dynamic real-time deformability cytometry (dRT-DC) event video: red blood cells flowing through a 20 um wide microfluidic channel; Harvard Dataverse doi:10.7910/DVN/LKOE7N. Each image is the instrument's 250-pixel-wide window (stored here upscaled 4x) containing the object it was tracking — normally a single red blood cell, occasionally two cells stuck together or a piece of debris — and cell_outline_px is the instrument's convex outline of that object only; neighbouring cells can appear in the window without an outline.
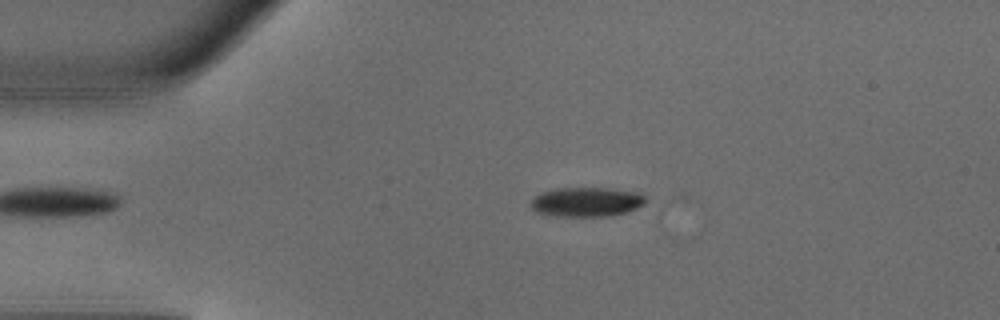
{"species": "common noctule bat (a hibernating species)", "species_latin": "Nyctalus noctula", "temperature_condition": "warm", "stored_images_in_passage": 5, "camera_frame_rate_fps": 3000, "um_per_image_px": 0.085, "animal": {"sex": "male", "body_mass_g": 18.8}, "frame": {"image": 1, "passage_image": 3, "time_ms": 0.667, "image_size_px": [1000, 320], "cell_outline_px": [[644, 204], [628, 212], [612, 216], [556, 216], [536, 212], [528, 204], [540, 192], [556, 188], [612, 188], [644, 192]], "centroid_in_image_um": [49.88, 17.15], "position_along_channel_um": 35.1, "area_um2": 20.0}}